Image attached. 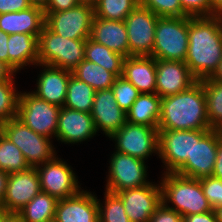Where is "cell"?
I'll use <instances>...</instances> for the list:
<instances>
[{
    "mask_svg": "<svg viewBox=\"0 0 222 222\" xmlns=\"http://www.w3.org/2000/svg\"><path fill=\"white\" fill-rule=\"evenodd\" d=\"M222 58V15L188 16L185 63L197 81L210 78Z\"/></svg>",
    "mask_w": 222,
    "mask_h": 222,
    "instance_id": "1",
    "label": "cell"
},
{
    "mask_svg": "<svg viewBox=\"0 0 222 222\" xmlns=\"http://www.w3.org/2000/svg\"><path fill=\"white\" fill-rule=\"evenodd\" d=\"M211 129L203 84L197 81L189 89L161 98L158 130Z\"/></svg>",
    "mask_w": 222,
    "mask_h": 222,
    "instance_id": "2",
    "label": "cell"
},
{
    "mask_svg": "<svg viewBox=\"0 0 222 222\" xmlns=\"http://www.w3.org/2000/svg\"><path fill=\"white\" fill-rule=\"evenodd\" d=\"M161 177L162 202L180 215L189 216L211 211L199 179L176 173H163ZM172 203L173 206H170Z\"/></svg>",
    "mask_w": 222,
    "mask_h": 222,
    "instance_id": "3",
    "label": "cell"
},
{
    "mask_svg": "<svg viewBox=\"0 0 222 222\" xmlns=\"http://www.w3.org/2000/svg\"><path fill=\"white\" fill-rule=\"evenodd\" d=\"M86 39H70L46 25L38 36V64L73 71L84 60Z\"/></svg>",
    "mask_w": 222,
    "mask_h": 222,
    "instance_id": "4",
    "label": "cell"
},
{
    "mask_svg": "<svg viewBox=\"0 0 222 222\" xmlns=\"http://www.w3.org/2000/svg\"><path fill=\"white\" fill-rule=\"evenodd\" d=\"M154 37L153 58L184 62L188 50V16L159 17Z\"/></svg>",
    "mask_w": 222,
    "mask_h": 222,
    "instance_id": "5",
    "label": "cell"
},
{
    "mask_svg": "<svg viewBox=\"0 0 222 222\" xmlns=\"http://www.w3.org/2000/svg\"><path fill=\"white\" fill-rule=\"evenodd\" d=\"M0 131L21 150L29 167L42 165L57 155L50 138L34 132L17 117L2 124Z\"/></svg>",
    "mask_w": 222,
    "mask_h": 222,
    "instance_id": "6",
    "label": "cell"
},
{
    "mask_svg": "<svg viewBox=\"0 0 222 222\" xmlns=\"http://www.w3.org/2000/svg\"><path fill=\"white\" fill-rule=\"evenodd\" d=\"M218 129L193 130V150L188 158L174 173L193 179L212 176L218 142Z\"/></svg>",
    "mask_w": 222,
    "mask_h": 222,
    "instance_id": "7",
    "label": "cell"
},
{
    "mask_svg": "<svg viewBox=\"0 0 222 222\" xmlns=\"http://www.w3.org/2000/svg\"><path fill=\"white\" fill-rule=\"evenodd\" d=\"M60 110V106L38 98L32 91L19 93L17 118L39 135L50 139L56 136Z\"/></svg>",
    "mask_w": 222,
    "mask_h": 222,
    "instance_id": "8",
    "label": "cell"
},
{
    "mask_svg": "<svg viewBox=\"0 0 222 222\" xmlns=\"http://www.w3.org/2000/svg\"><path fill=\"white\" fill-rule=\"evenodd\" d=\"M115 141V151L147 160L149 155H159V130L142 124L127 122L110 137Z\"/></svg>",
    "mask_w": 222,
    "mask_h": 222,
    "instance_id": "9",
    "label": "cell"
},
{
    "mask_svg": "<svg viewBox=\"0 0 222 222\" xmlns=\"http://www.w3.org/2000/svg\"><path fill=\"white\" fill-rule=\"evenodd\" d=\"M110 157L105 191L115 194L124 189L137 188L151 183L147 181L148 166L144 160L117 151Z\"/></svg>",
    "mask_w": 222,
    "mask_h": 222,
    "instance_id": "10",
    "label": "cell"
},
{
    "mask_svg": "<svg viewBox=\"0 0 222 222\" xmlns=\"http://www.w3.org/2000/svg\"><path fill=\"white\" fill-rule=\"evenodd\" d=\"M35 168L41 191L58 200L74 196L82 190L71 165L57 156Z\"/></svg>",
    "mask_w": 222,
    "mask_h": 222,
    "instance_id": "11",
    "label": "cell"
},
{
    "mask_svg": "<svg viewBox=\"0 0 222 222\" xmlns=\"http://www.w3.org/2000/svg\"><path fill=\"white\" fill-rule=\"evenodd\" d=\"M45 25L54 33L70 39L90 38L94 8L78 4L60 12H44Z\"/></svg>",
    "mask_w": 222,
    "mask_h": 222,
    "instance_id": "12",
    "label": "cell"
},
{
    "mask_svg": "<svg viewBox=\"0 0 222 222\" xmlns=\"http://www.w3.org/2000/svg\"><path fill=\"white\" fill-rule=\"evenodd\" d=\"M158 16L140 4L124 20L129 56H151Z\"/></svg>",
    "mask_w": 222,
    "mask_h": 222,
    "instance_id": "13",
    "label": "cell"
},
{
    "mask_svg": "<svg viewBox=\"0 0 222 222\" xmlns=\"http://www.w3.org/2000/svg\"><path fill=\"white\" fill-rule=\"evenodd\" d=\"M115 194L121 199L131 222H149L162 203L161 186L154 182L137 188L124 189Z\"/></svg>",
    "mask_w": 222,
    "mask_h": 222,
    "instance_id": "14",
    "label": "cell"
},
{
    "mask_svg": "<svg viewBox=\"0 0 222 222\" xmlns=\"http://www.w3.org/2000/svg\"><path fill=\"white\" fill-rule=\"evenodd\" d=\"M193 150V130H159V158L166 171L174 173L188 158Z\"/></svg>",
    "mask_w": 222,
    "mask_h": 222,
    "instance_id": "15",
    "label": "cell"
},
{
    "mask_svg": "<svg viewBox=\"0 0 222 222\" xmlns=\"http://www.w3.org/2000/svg\"><path fill=\"white\" fill-rule=\"evenodd\" d=\"M41 192L39 176L35 167L9 174L3 203L7 212L18 213L38 193Z\"/></svg>",
    "mask_w": 222,
    "mask_h": 222,
    "instance_id": "16",
    "label": "cell"
},
{
    "mask_svg": "<svg viewBox=\"0 0 222 222\" xmlns=\"http://www.w3.org/2000/svg\"><path fill=\"white\" fill-rule=\"evenodd\" d=\"M196 82L185 62L156 60V94L159 97L183 92Z\"/></svg>",
    "mask_w": 222,
    "mask_h": 222,
    "instance_id": "17",
    "label": "cell"
},
{
    "mask_svg": "<svg viewBox=\"0 0 222 222\" xmlns=\"http://www.w3.org/2000/svg\"><path fill=\"white\" fill-rule=\"evenodd\" d=\"M91 116L97 132L101 130L108 137L126 123V113L117 104L111 88L95 92Z\"/></svg>",
    "mask_w": 222,
    "mask_h": 222,
    "instance_id": "18",
    "label": "cell"
},
{
    "mask_svg": "<svg viewBox=\"0 0 222 222\" xmlns=\"http://www.w3.org/2000/svg\"><path fill=\"white\" fill-rule=\"evenodd\" d=\"M97 130L91 113L61 107L55 138L65 144H76L94 137Z\"/></svg>",
    "mask_w": 222,
    "mask_h": 222,
    "instance_id": "19",
    "label": "cell"
},
{
    "mask_svg": "<svg viewBox=\"0 0 222 222\" xmlns=\"http://www.w3.org/2000/svg\"><path fill=\"white\" fill-rule=\"evenodd\" d=\"M53 222H99L96 195L81 190L74 196L58 200Z\"/></svg>",
    "mask_w": 222,
    "mask_h": 222,
    "instance_id": "20",
    "label": "cell"
},
{
    "mask_svg": "<svg viewBox=\"0 0 222 222\" xmlns=\"http://www.w3.org/2000/svg\"><path fill=\"white\" fill-rule=\"evenodd\" d=\"M41 70L37 78V89L32 93L49 103L63 107L67 96V85L72 71L48 65H40Z\"/></svg>",
    "mask_w": 222,
    "mask_h": 222,
    "instance_id": "21",
    "label": "cell"
},
{
    "mask_svg": "<svg viewBox=\"0 0 222 222\" xmlns=\"http://www.w3.org/2000/svg\"><path fill=\"white\" fill-rule=\"evenodd\" d=\"M90 39L125 58L129 56L128 34L124 21L105 20L94 16Z\"/></svg>",
    "mask_w": 222,
    "mask_h": 222,
    "instance_id": "22",
    "label": "cell"
},
{
    "mask_svg": "<svg viewBox=\"0 0 222 222\" xmlns=\"http://www.w3.org/2000/svg\"><path fill=\"white\" fill-rule=\"evenodd\" d=\"M122 77L132 83L140 93H156V59L152 56L124 58Z\"/></svg>",
    "mask_w": 222,
    "mask_h": 222,
    "instance_id": "23",
    "label": "cell"
},
{
    "mask_svg": "<svg viewBox=\"0 0 222 222\" xmlns=\"http://www.w3.org/2000/svg\"><path fill=\"white\" fill-rule=\"evenodd\" d=\"M44 25V9L38 6H31L18 12L0 14V29L7 34L24 33L38 37Z\"/></svg>",
    "mask_w": 222,
    "mask_h": 222,
    "instance_id": "24",
    "label": "cell"
},
{
    "mask_svg": "<svg viewBox=\"0 0 222 222\" xmlns=\"http://www.w3.org/2000/svg\"><path fill=\"white\" fill-rule=\"evenodd\" d=\"M9 66L17 73L25 66L38 64V37L31 34H9Z\"/></svg>",
    "mask_w": 222,
    "mask_h": 222,
    "instance_id": "25",
    "label": "cell"
},
{
    "mask_svg": "<svg viewBox=\"0 0 222 222\" xmlns=\"http://www.w3.org/2000/svg\"><path fill=\"white\" fill-rule=\"evenodd\" d=\"M161 97L156 93H141L126 112V121L158 129Z\"/></svg>",
    "mask_w": 222,
    "mask_h": 222,
    "instance_id": "26",
    "label": "cell"
},
{
    "mask_svg": "<svg viewBox=\"0 0 222 222\" xmlns=\"http://www.w3.org/2000/svg\"><path fill=\"white\" fill-rule=\"evenodd\" d=\"M57 203V198L41 191L18 213L23 222H53Z\"/></svg>",
    "mask_w": 222,
    "mask_h": 222,
    "instance_id": "27",
    "label": "cell"
},
{
    "mask_svg": "<svg viewBox=\"0 0 222 222\" xmlns=\"http://www.w3.org/2000/svg\"><path fill=\"white\" fill-rule=\"evenodd\" d=\"M124 58L106 46L96 43L90 38L86 39L84 59L102 66L116 77L122 76Z\"/></svg>",
    "mask_w": 222,
    "mask_h": 222,
    "instance_id": "28",
    "label": "cell"
},
{
    "mask_svg": "<svg viewBox=\"0 0 222 222\" xmlns=\"http://www.w3.org/2000/svg\"><path fill=\"white\" fill-rule=\"evenodd\" d=\"M72 75L90 85L95 91L110 89L117 78L102 66L85 59L72 71Z\"/></svg>",
    "mask_w": 222,
    "mask_h": 222,
    "instance_id": "29",
    "label": "cell"
},
{
    "mask_svg": "<svg viewBox=\"0 0 222 222\" xmlns=\"http://www.w3.org/2000/svg\"><path fill=\"white\" fill-rule=\"evenodd\" d=\"M95 92L90 85L80 81L71 74L67 85V96L64 107L91 113Z\"/></svg>",
    "mask_w": 222,
    "mask_h": 222,
    "instance_id": "30",
    "label": "cell"
},
{
    "mask_svg": "<svg viewBox=\"0 0 222 222\" xmlns=\"http://www.w3.org/2000/svg\"><path fill=\"white\" fill-rule=\"evenodd\" d=\"M206 98L207 116L211 129H219L222 125V82L209 78L200 81Z\"/></svg>",
    "mask_w": 222,
    "mask_h": 222,
    "instance_id": "31",
    "label": "cell"
},
{
    "mask_svg": "<svg viewBox=\"0 0 222 222\" xmlns=\"http://www.w3.org/2000/svg\"><path fill=\"white\" fill-rule=\"evenodd\" d=\"M28 168L21 150L0 131V170L12 174Z\"/></svg>",
    "mask_w": 222,
    "mask_h": 222,
    "instance_id": "32",
    "label": "cell"
},
{
    "mask_svg": "<svg viewBox=\"0 0 222 222\" xmlns=\"http://www.w3.org/2000/svg\"><path fill=\"white\" fill-rule=\"evenodd\" d=\"M139 4L140 0H98L94 13L105 20L124 21Z\"/></svg>",
    "mask_w": 222,
    "mask_h": 222,
    "instance_id": "33",
    "label": "cell"
},
{
    "mask_svg": "<svg viewBox=\"0 0 222 222\" xmlns=\"http://www.w3.org/2000/svg\"><path fill=\"white\" fill-rule=\"evenodd\" d=\"M103 204L97 199L99 222H131L121 199L114 193L104 192Z\"/></svg>",
    "mask_w": 222,
    "mask_h": 222,
    "instance_id": "34",
    "label": "cell"
},
{
    "mask_svg": "<svg viewBox=\"0 0 222 222\" xmlns=\"http://www.w3.org/2000/svg\"><path fill=\"white\" fill-rule=\"evenodd\" d=\"M14 82L15 80L0 82V126L17 117L20 92L14 87Z\"/></svg>",
    "mask_w": 222,
    "mask_h": 222,
    "instance_id": "35",
    "label": "cell"
},
{
    "mask_svg": "<svg viewBox=\"0 0 222 222\" xmlns=\"http://www.w3.org/2000/svg\"><path fill=\"white\" fill-rule=\"evenodd\" d=\"M111 89L113 90L117 104L125 113L141 94L132 83L122 76H118L115 79Z\"/></svg>",
    "mask_w": 222,
    "mask_h": 222,
    "instance_id": "36",
    "label": "cell"
},
{
    "mask_svg": "<svg viewBox=\"0 0 222 222\" xmlns=\"http://www.w3.org/2000/svg\"><path fill=\"white\" fill-rule=\"evenodd\" d=\"M140 5L151 10L158 17L187 16L179 0H140Z\"/></svg>",
    "mask_w": 222,
    "mask_h": 222,
    "instance_id": "37",
    "label": "cell"
},
{
    "mask_svg": "<svg viewBox=\"0 0 222 222\" xmlns=\"http://www.w3.org/2000/svg\"><path fill=\"white\" fill-rule=\"evenodd\" d=\"M204 195L213 210L222 206V180L213 176L199 179Z\"/></svg>",
    "mask_w": 222,
    "mask_h": 222,
    "instance_id": "38",
    "label": "cell"
},
{
    "mask_svg": "<svg viewBox=\"0 0 222 222\" xmlns=\"http://www.w3.org/2000/svg\"><path fill=\"white\" fill-rule=\"evenodd\" d=\"M184 13L189 17H210L216 14L211 10L209 0H179Z\"/></svg>",
    "mask_w": 222,
    "mask_h": 222,
    "instance_id": "39",
    "label": "cell"
},
{
    "mask_svg": "<svg viewBox=\"0 0 222 222\" xmlns=\"http://www.w3.org/2000/svg\"><path fill=\"white\" fill-rule=\"evenodd\" d=\"M149 222H183V216L162 202L151 216Z\"/></svg>",
    "mask_w": 222,
    "mask_h": 222,
    "instance_id": "40",
    "label": "cell"
},
{
    "mask_svg": "<svg viewBox=\"0 0 222 222\" xmlns=\"http://www.w3.org/2000/svg\"><path fill=\"white\" fill-rule=\"evenodd\" d=\"M31 6L28 0H0V14L26 10Z\"/></svg>",
    "mask_w": 222,
    "mask_h": 222,
    "instance_id": "41",
    "label": "cell"
},
{
    "mask_svg": "<svg viewBox=\"0 0 222 222\" xmlns=\"http://www.w3.org/2000/svg\"><path fill=\"white\" fill-rule=\"evenodd\" d=\"M78 5L76 0H49L44 12H60Z\"/></svg>",
    "mask_w": 222,
    "mask_h": 222,
    "instance_id": "42",
    "label": "cell"
},
{
    "mask_svg": "<svg viewBox=\"0 0 222 222\" xmlns=\"http://www.w3.org/2000/svg\"><path fill=\"white\" fill-rule=\"evenodd\" d=\"M183 222H217L215 210L183 217Z\"/></svg>",
    "mask_w": 222,
    "mask_h": 222,
    "instance_id": "43",
    "label": "cell"
},
{
    "mask_svg": "<svg viewBox=\"0 0 222 222\" xmlns=\"http://www.w3.org/2000/svg\"><path fill=\"white\" fill-rule=\"evenodd\" d=\"M8 39L9 34L3 32L0 29V61L5 62L9 65V55H8Z\"/></svg>",
    "mask_w": 222,
    "mask_h": 222,
    "instance_id": "44",
    "label": "cell"
},
{
    "mask_svg": "<svg viewBox=\"0 0 222 222\" xmlns=\"http://www.w3.org/2000/svg\"><path fill=\"white\" fill-rule=\"evenodd\" d=\"M212 176L222 180V139L218 142L216 161Z\"/></svg>",
    "mask_w": 222,
    "mask_h": 222,
    "instance_id": "45",
    "label": "cell"
},
{
    "mask_svg": "<svg viewBox=\"0 0 222 222\" xmlns=\"http://www.w3.org/2000/svg\"><path fill=\"white\" fill-rule=\"evenodd\" d=\"M16 72L5 62L0 61V82L14 80Z\"/></svg>",
    "mask_w": 222,
    "mask_h": 222,
    "instance_id": "46",
    "label": "cell"
},
{
    "mask_svg": "<svg viewBox=\"0 0 222 222\" xmlns=\"http://www.w3.org/2000/svg\"><path fill=\"white\" fill-rule=\"evenodd\" d=\"M8 177L9 174L7 172L0 170V205L5 198Z\"/></svg>",
    "mask_w": 222,
    "mask_h": 222,
    "instance_id": "47",
    "label": "cell"
},
{
    "mask_svg": "<svg viewBox=\"0 0 222 222\" xmlns=\"http://www.w3.org/2000/svg\"><path fill=\"white\" fill-rule=\"evenodd\" d=\"M2 222H23V221L19 213L7 212L4 215Z\"/></svg>",
    "mask_w": 222,
    "mask_h": 222,
    "instance_id": "48",
    "label": "cell"
},
{
    "mask_svg": "<svg viewBox=\"0 0 222 222\" xmlns=\"http://www.w3.org/2000/svg\"><path fill=\"white\" fill-rule=\"evenodd\" d=\"M209 1H210L211 10L216 15H222V0H209Z\"/></svg>",
    "mask_w": 222,
    "mask_h": 222,
    "instance_id": "49",
    "label": "cell"
},
{
    "mask_svg": "<svg viewBox=\"0 0 222 222\" xmlns=\"http://www.w3.org/2000/svg\"><path fill=\"white\" fill-rule=\"evenodd\" d=\"M209 79L216 82H222V58L217 66L216 71Z\"/></svg>",
    "mask_w": 222,
    "mask_h": 222,
    "instance_id": "50",
    "label": "cell"
},
{
    "mask_svg": "<svg viewBox=\"0 0 222 222\" xmlns=\"http://www.w3.org/2000/svg\"><path fill=\"white\" fill-rule=\"evenodd\" d=\"M32 6H38L41 8H45L48 4L49 0H28Z\"/></svg>",
    "mask_w": 222,
    "mask_h": 222,
    "instance_id": "51",
    "label": "cell"
},
{
    "mask_svg": "<svg viewBox=\"0 0 222 222\" xmlns=\"http://www.w3.org/2000/svg\"><path fill=\"white\" fill-rule=\"evenodd\" d=\"M78 4H81V5H89L91 7H95L98 0H76Z\"/></svg>",
    "mask_w": 222,
    "mask_h": 222,
    "instance_id": "52",
    "label": "cell"
},
{
    "mask_svg": "<svg viewBox=\"0 0 222 222\" xmlns=\"http://www.w3.org/2000/svg\"><path fill=\"white\" fill-rule=\"evenodd\" d=\"M215 213H216V216H217V222H222V206L217 207L215 209Z\"/></svg>",
    "mask_w": 222,
    "mask_h": 222,
    "instance_id": "53",
    "label": "cell"
},
{
    "mask_svg": "<svg viewBox=\"0 0 222 222\" xmlns=\"http://www.w3.org/2000/svg\"><path fill=\"white\" fill-rule=\"evenodd\" d=\"M7 213V211L0 206V222H2L4 215Z\"/></svg>",
    "mask_w": 222,
    "mask_h": 222,
    "instance_id": "54",
    "label": "cell"
},
{
    "mask_svg": "<svg viewBox=\"0 0 222 222\" xmlns=\"http://www.w3.org/2000/svg\"><path fill=\"white\" fill-rule=\"evenodd\" d=\"M218 131H219L220 137L222 138V125H221V127L218 129Z\"/></svg>",
    "mask_w": 222,
    "mask_h": 222,
    "instance_id": "55",
    "label": "cell"
}]
</instances>
